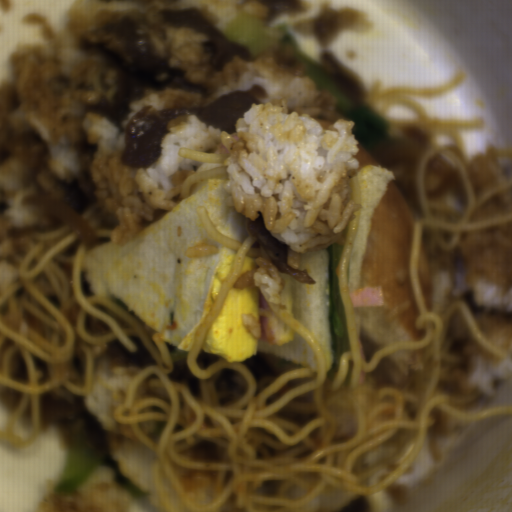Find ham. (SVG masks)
I'll return each mask as SVG.
<instances>
[{"mask_svg": "<svg viewBox=\"0 0 512 512\" xmlns=\"http://www.w3.org/2000/svg\"><path fill=\"white\" fill-rule=\"evenodd\" d=\"M348 299L353 308H381L386 304V297L380 285L359 287L349 293Z\"/></svg>", "mask_w": 512, "mask_h": 512, "instance_id": "ham-1", "label": "ham"}, {"mask_svg": "<svg viewBox=\"0 0 512 512\" xmlns=\"http://www.w3.org/2000/svg\"><path fill=\"white\" fill-rule=\"evenodd\" d=\"M260 342L274 344L272 326V305L269 299L257 289Z\"/></svg>", "mask_w": 512, "mask_h": 512, "instance_id": "ham-2", "label": "ham"}]
</instances>
